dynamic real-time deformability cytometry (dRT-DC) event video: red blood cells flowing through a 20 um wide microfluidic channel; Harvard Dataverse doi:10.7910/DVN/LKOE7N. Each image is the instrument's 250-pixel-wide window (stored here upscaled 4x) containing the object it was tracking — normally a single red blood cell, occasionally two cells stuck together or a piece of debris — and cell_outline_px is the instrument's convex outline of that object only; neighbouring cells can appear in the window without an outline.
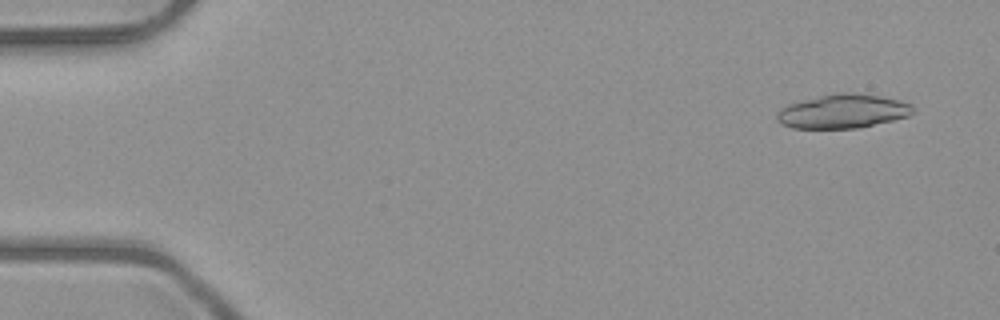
{"species": "common noctule bat (a hibernating species)", "species_latin": "Nyctalus noctula", "temperature_condition": "room temperature", "stored_images_in_passage": 48, "segment_of_instrument_passage": [1, 2], "camera_frame_rate_fps": 3000, "um_per_image_px": 0.085, "animal": {"sex": "male", "body_mass_g": 23.1, "forearm_length_mm": 52.7}, "frame": {"image": 1, "passage_image": 1, "time_ms": 0.0, "image_size_px": [1000, 320], "cell_outline_px": [[912, 112], [908, 116], [892, 120], [856, 128], [792, 128], [780, 124], [776, 120], [776, 116], [780, 108], [788, 104], [820, 96], [840, 92], [852, 92], [880, 96], [900, 100], [912, 104]], "centroid_in_image_um": [71.6, 9.46], "position_along_channel_um": 13.4, "area_um2": 26.76}}